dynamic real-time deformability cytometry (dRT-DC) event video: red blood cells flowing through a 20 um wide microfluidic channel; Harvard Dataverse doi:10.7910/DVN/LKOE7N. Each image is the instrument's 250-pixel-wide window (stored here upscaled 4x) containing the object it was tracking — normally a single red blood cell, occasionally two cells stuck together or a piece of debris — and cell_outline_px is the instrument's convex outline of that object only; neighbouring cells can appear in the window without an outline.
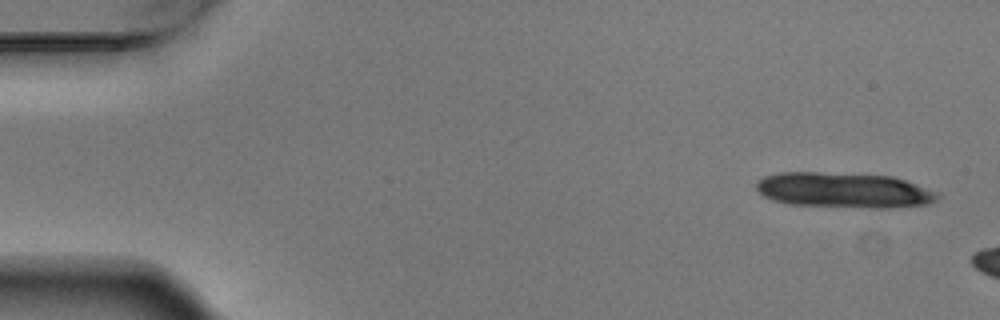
{"species": "Egyptian fruit bat (a non-hibernating species)", "species_latin": "Rousettus aegyptiacus", "temperature_condition": "warm", "stored_images_in_passage": 3, "camera_frame_rate_fps": 3000, "um_per_image_px": 0.085, "animal": {"sex": "male"}, "frame": {"image": 1, "passage_image": 1, "time_ms": 0.0, "image_size_px": [1000, 320], "cell_outline_px": [[940, 196], [932, 204], [888, 208], [872, 208], [788, 204], [772, 200], [764, 196], [756, 188], [756, 180], [764, 176], [776, 172], [820, 172], [892, 176], [940, 192]], "centroid_in_image_um": [71.74, 16.17], "position_along_channel_um": 13.3, "area_um2": 37.63}}